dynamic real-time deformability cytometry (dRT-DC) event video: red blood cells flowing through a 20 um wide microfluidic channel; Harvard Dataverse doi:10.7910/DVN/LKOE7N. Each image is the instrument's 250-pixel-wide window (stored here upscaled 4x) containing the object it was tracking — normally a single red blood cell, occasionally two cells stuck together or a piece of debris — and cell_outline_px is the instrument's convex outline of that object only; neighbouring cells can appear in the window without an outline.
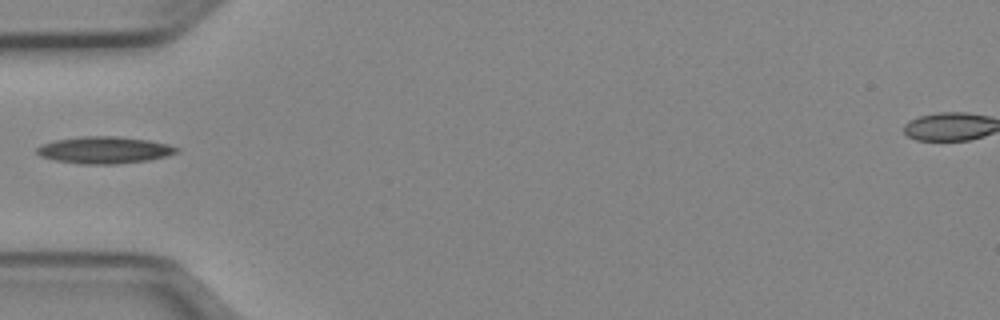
{"species": "Egyptian fruit bat (a non-hibernating species)", "species_latin": "Rousettus aegyptiacus", "temperature_condition": "cold", "stored_images_in_passage": 35, "camera_frame_rate_fps": 3000, "um_per_image_px": 0.085, "animal": {"sex": "female"}, "frame": {"image": 1, "passage_image": 1, "time_ms": 0.0, "image_size_px": [1000, 320], "cell_outline_px": [[180, 148], [176, 152], [168, 156], [148, 160], [116, 164], [80, 164], [56, 160], [40, 156], [36, 152], [36, 148], [40, 144], [56, 140], [80, 136], [120, 136], [148, 140], [168, 144]], "centroid_in_image_um": [8.86, 12.75], "position_along_channel_um": 76.1, "area_um2": 22.02}}
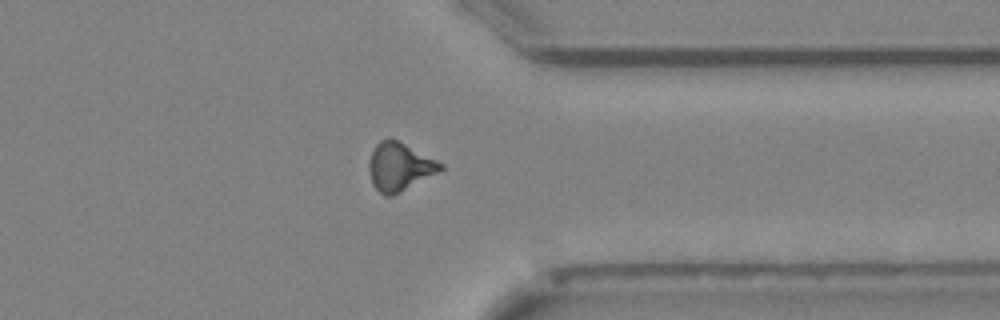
{"frame": {"image": 2, "passage_image": 24, "time_ms": 7.667, "image_size_px": [1000, 320], "cell_outline_px": [[444, 168], [400, 192], [392, 196], [384, 196], [372, 184], [368, 172], [368, 164], [372, 152], [376, 144], [380, 140], [388, 136], [444, 164]], "centroid_in_image_um": [33.9, 14.17], "position_along_channel_um": 377.5, "area_um2": 19.77}}
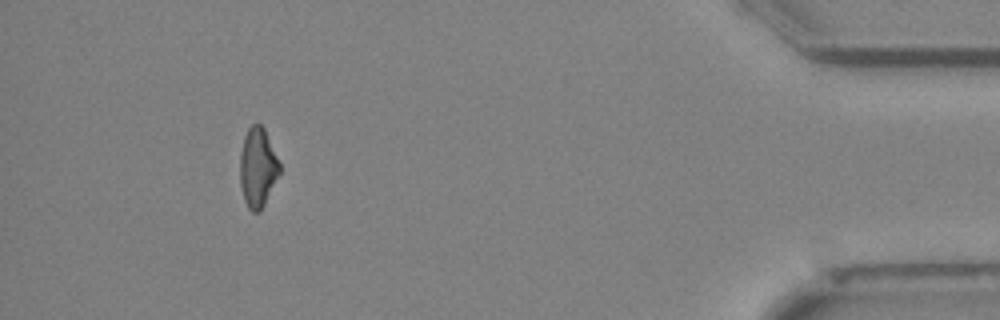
{"frame": {"image": 3, "passage_image": 31, "time_ms": 10.0, "image_size_px": [1000, 320], "cell_outline_px": [[280, 172], [260, 212], [252, 212], [248, 208], [244, 200], [240, 184], [240, 152], [244, 136], [248, 128], [252, 124], [260, 124], [264, 128], [280, 164]], "centroid_in_image_um": [21.89, 14.24], "position_along_channel_um": 413.3, "area_um2": 18.21}}